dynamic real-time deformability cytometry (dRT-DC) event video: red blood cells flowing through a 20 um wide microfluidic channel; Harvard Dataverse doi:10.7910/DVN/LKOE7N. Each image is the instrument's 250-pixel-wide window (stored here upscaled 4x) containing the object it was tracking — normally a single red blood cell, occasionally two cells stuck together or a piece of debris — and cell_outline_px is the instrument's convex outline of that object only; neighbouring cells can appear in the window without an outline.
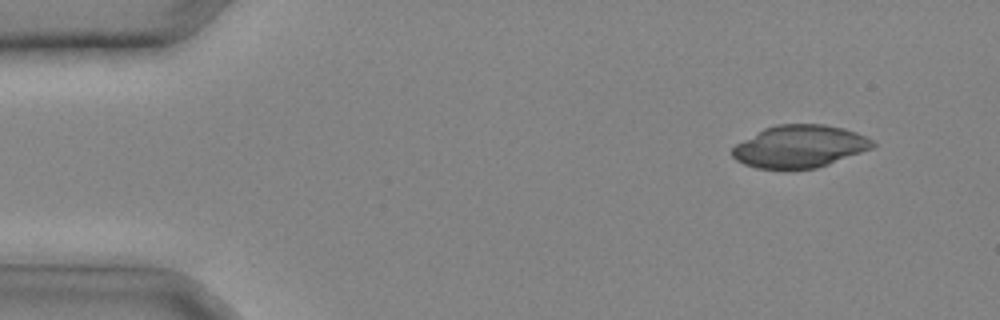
{"species": "common noctule bat (a hibernating species)", "species_latin": "Nyctalus noctula", "temperature_condition": "cold", "stored_images_in_passage": 30, "camera_frame_rate_fps": 3000, "um_per_image_px": 0.085, "animal": {"sex": "male", "body_mass_g": 20.4}, "frame": {"image": 1, "passage_image": 3, "time_ms": 0.667, "image_size_px": [1000, 320], "cell_outline_px": [[876, 144], [872, 148], [828, 164], [816, 168], [784, 172], [756, 168], [744, 164], [736, 160], [732, 156], [732, 148], [736, 144], [764, 128], [776, 124], [824, 124], [844, 128], [856, 132], [872, 140]], "centroid_in_image_um": [67.93, 12.48], "position_along_channel_um": 17.1, "area_um2": 35.26}}